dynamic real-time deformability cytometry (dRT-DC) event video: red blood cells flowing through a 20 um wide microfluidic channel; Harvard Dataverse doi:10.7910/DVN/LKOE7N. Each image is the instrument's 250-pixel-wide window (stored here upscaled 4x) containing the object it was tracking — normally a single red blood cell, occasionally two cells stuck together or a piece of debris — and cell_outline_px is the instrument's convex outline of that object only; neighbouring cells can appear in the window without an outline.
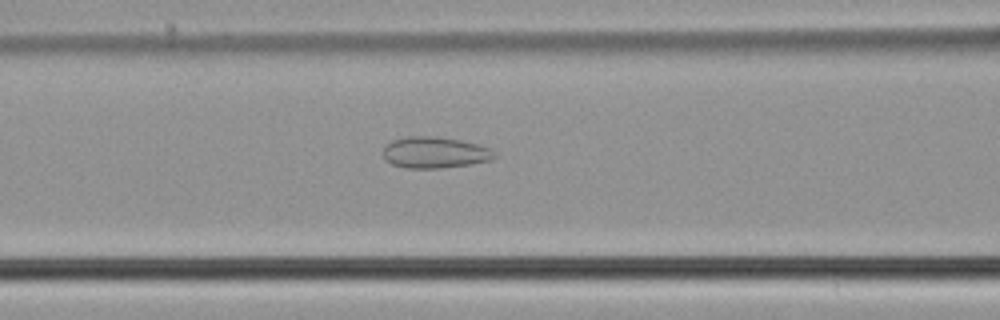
{"species": "common noctule bat (a hibernating species)", "species_latin": "Nyctalus noctula", "temperature_condition": "cold", "stored_images_in_passage": 51, "camera_frame_rate_fps": 3000, "um_per_image_px": 0.085, "animal": {"sex": "male", "body_mass_g": 21.5, "forearm_length_mm": 52.0}, "frame": {"image": 1, "passage_image": 19, "time_ms": 6.0, "image_size_px": [1000, 320], "cell_outline_px": [[496, 156], [492, 160], [468, 164], [440, 168], [404, 168], [392, 164], [384, 160], [384, 144], [392, 140], [404, 136], [436, 136], [460, 140], [480, 144], [492, 148], [496, 152]], "centroid_in_image_um": [36.96, 12.95], "position_along_channel_um": 129.6, "area_um2": 20.63}}
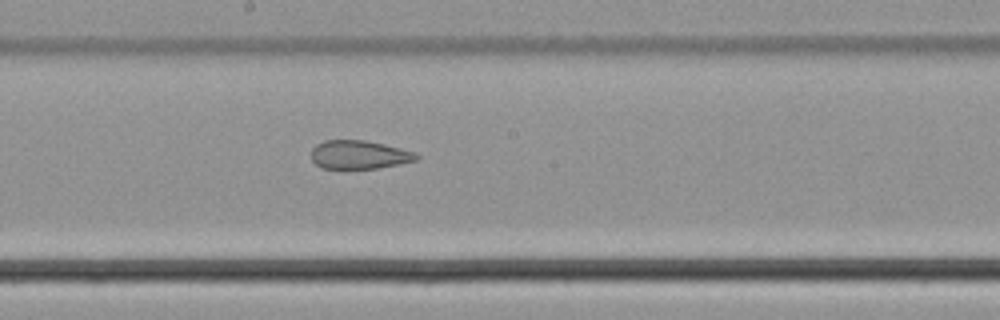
{"frame": {"image": 2, "passage_image": 26, "time_ms": 8.333, "image_size_px": [1000, 320], "cell_outline_px": [[420, 156], [416, 160], [400, 164], [376, 168], [320, 168], [312, 160], [312, 148], [316, 144], [324, 140], [364, 140], [384, 144], [416, 152]], "centroid_in_image_um": [30.53, 13.14], "position_along_channel_um": 217.7, "area_um2": 17.46}}
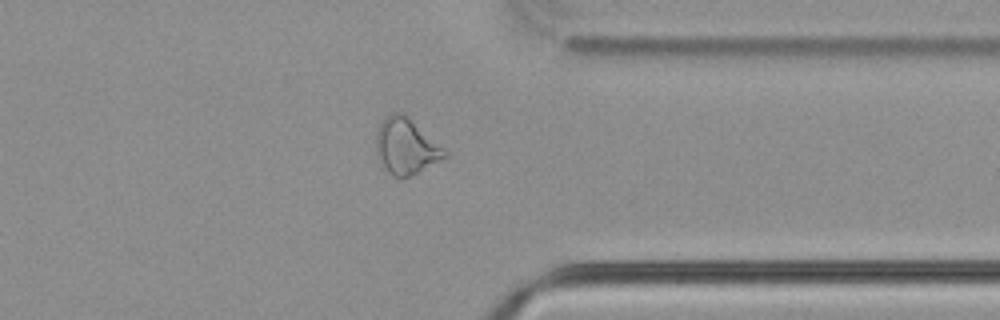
{"frame": {"image": 3, "passage_image": 39, "time_ms": 12.667, "image_size_px": [1000, 320], "cell_outline_px": [[448, 156], [400, 180], [392, 176], [388, 172], [376, 156], [376, 132], [384, 116], [392, 112], [400, 112], [408, 116], [448, 152]], "centroid_in_image_um": [34.47, 12.43], "position_along_channel_um": 376.9, "area_um2": 22.25}, "authors_computed_cell_mechanics": {"area_um2": 23.0622, "velocity_mm_per_s": 3.7764, "shape_relaxation_time_tau1_ms": null, "shape_relaxation_time_tau2_ms": 1.3929, "deformation_change_tau1": null, "deformation_change_tau2": 0.0869}}